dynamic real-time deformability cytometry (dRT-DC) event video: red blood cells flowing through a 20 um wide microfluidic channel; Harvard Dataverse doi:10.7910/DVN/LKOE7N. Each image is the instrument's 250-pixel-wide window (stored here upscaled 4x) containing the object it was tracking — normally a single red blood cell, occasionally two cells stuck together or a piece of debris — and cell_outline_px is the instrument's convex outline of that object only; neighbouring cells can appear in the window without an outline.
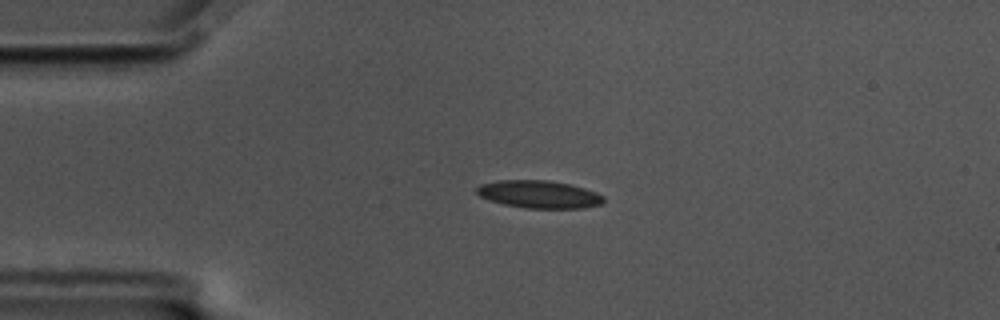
{"species": "common noctule bat (a hibernating species)", "species_latin": "Nyctalus noctula", "temperature_condition": "cold", "stored_images_in_passage": 58, "camera_frame_rate_fps": 3000, "um_per_image_px": 0.085, "animal": {"sex": "male", "body_mass_g": 17.5, "forearm_length_mm": 52.3}, "frame": {"image": 1, "passage_image": 13, "time_ms": 4.0, "image_size_px": [1000, 320], "cell_outline_px": [[604, 200], [600, 204], [584, 208], [524, 208], [504, 204], [488, 200], [480, 196], [476, 192], [476, 188], [480, 184], [496, 180], [548, 180], [568, 184], [584, 188], [596, 192], [604, 196]], "centroid_in_image_um": [45.79, 16.51], "position_along_channel_um": 39.2, "area_um2": 20.46}}
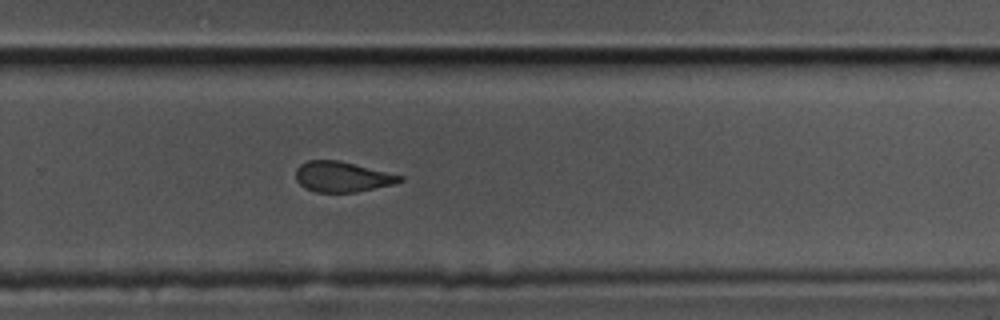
{"frame": {"image": 2, "passage_image": 38, "time_ms": 12.333, "image_size_px": [1000, 320], "cell_outline_px": [[404, 180], [392, 184], [356, 192], [316, 192], [304, 188], [296, 180], [296, 168], [300, 164], [308, 160], [340, 160], [404, 176]], "centroid_in_image_um": [29.06, 15.02], "position_along_channel_um": 300.7, "area_um2": 18.44}}
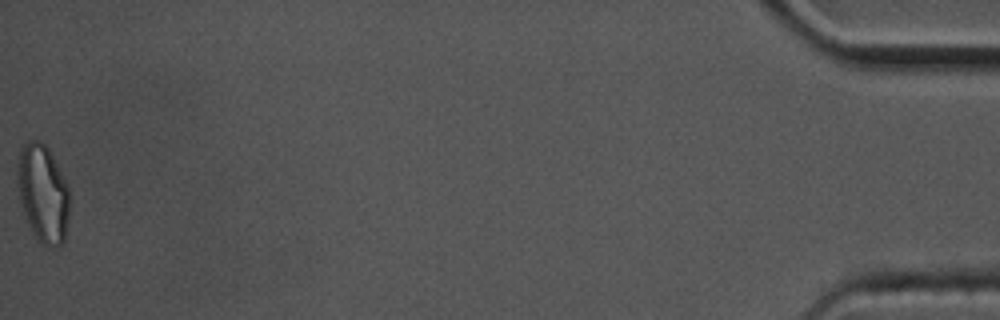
{"frame": {"image": 3, "passage_image": 58, "time_ms": 19.0, "image_size_px": [1000, 320], "cell_outline_px": [[68, 216], [64, 240], [60, 244], [48, 248], [36, 236], [28, 224], [24, 216], [20, 200], [16, 180], [16, 172], [20, 152], [24, 144], [28, 140], [40, 140], [48, 148], [68, 184]], "centroid_in_image_um": [3.63, 16.41], "position_along_channel_um": 431.6, "area_um2": 29.54}, "authors_computed_cell_mechanics": {"area_um2": 19.9121, "velocity_mm_per_s": 3.464, "shape_relaxation_time_tau1_ms": 6.6131, "shape_relaxation_time_tau2_ms": 1.2764, "deformation_change_tau1": 0.176, "deformation_change_tau2": 0.0787}}